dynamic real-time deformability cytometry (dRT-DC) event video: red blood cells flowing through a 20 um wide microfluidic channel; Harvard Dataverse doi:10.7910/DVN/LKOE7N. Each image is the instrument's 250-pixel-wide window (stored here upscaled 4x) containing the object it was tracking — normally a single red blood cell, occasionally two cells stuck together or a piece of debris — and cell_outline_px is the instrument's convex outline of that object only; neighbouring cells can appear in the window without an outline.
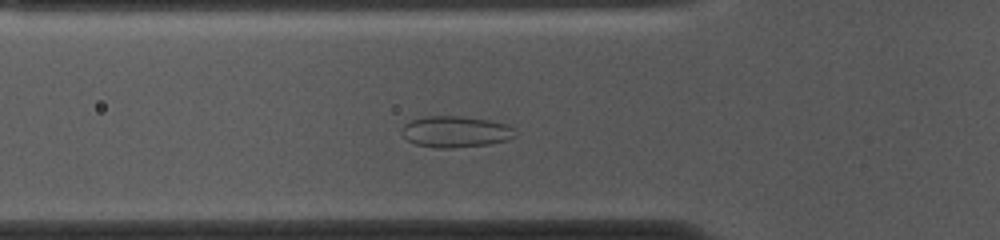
{"species": "common noctule bat (a hibernating species)", "species_latin": "Nyctalus noctula", "temperature_condition": "cold", "stored_images_in_passage": 51, "camera_frame_rate_fps": 3000, "um_per_image_px": 0.085, "animal": {"sex": "female", "body_mass_g": 10.0, "forearm_length_mm": 53.1}, "frame": {"image": 1, "passage_image": 15, "time_ms": 4.667, "image_size_px": [1000, 240], "cell_outline_px": [[516, 136], [508, 140], [488, 144], [452, 148], [436, 148], [416, 144], [408, 140], [400, 132], [400, 128], [404, 124], [412, 120], [428, 116], [460, 116], [488, 120], [508, 124], [516, 128]], "centroid_in_image_um": [38.75, 11.19], "position_along_channel_um": 87.1, "area_um2": 20.81}}
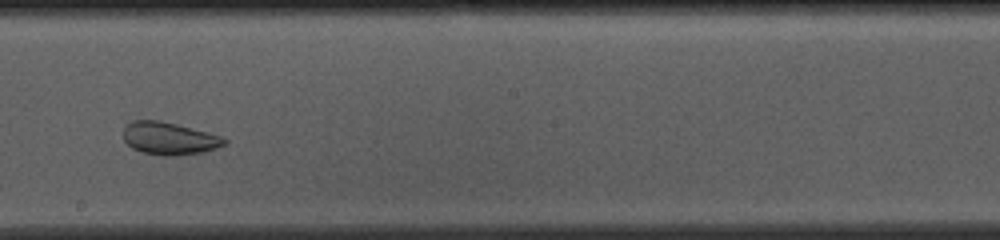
{"frame": {"image": 2, "passage_image": 27, "time_ms": 8.667, "image_size_px": [1000, 240], "cell_outline_px": [[228, 140], [224, 144], [216, 148], [204, 152], [168, 156], [164, 156], [140, 152], [132, 148], [124, 140], [124, 124], [132, 120], [160, 120], [224, 136]], "centroid_in_image_um": [14.37, 11.76], "position_along_channel_um": 233.8, "area_um2": 19.31}}
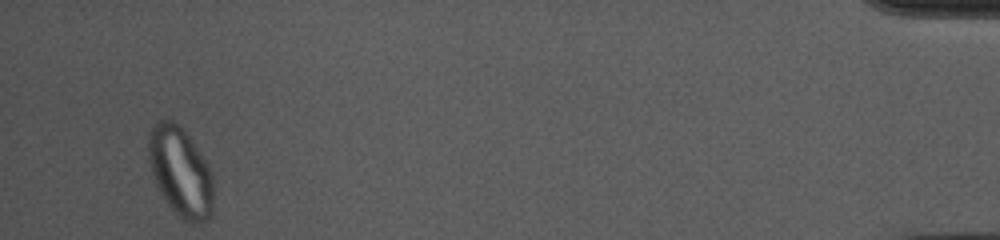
{"frame": {"image": 3, "passage_image": 49, "time_ms": 16.0, "image_size_px": [1000, 240], "cell_outline_px": [[212, 216], [208, 220], [196, 224], [192, 224], [184, 220], [168, 204], [160, 192], [156, 184], [148, 160], [148, 136], [152, 128], [160, 120], [172, 120], [192, 140], [208, 164], [212, 172]], "centroid_in_image_um": [15.35, 14.64], "position_along_channel_um": 419.9, "area_um2": 33.58}}